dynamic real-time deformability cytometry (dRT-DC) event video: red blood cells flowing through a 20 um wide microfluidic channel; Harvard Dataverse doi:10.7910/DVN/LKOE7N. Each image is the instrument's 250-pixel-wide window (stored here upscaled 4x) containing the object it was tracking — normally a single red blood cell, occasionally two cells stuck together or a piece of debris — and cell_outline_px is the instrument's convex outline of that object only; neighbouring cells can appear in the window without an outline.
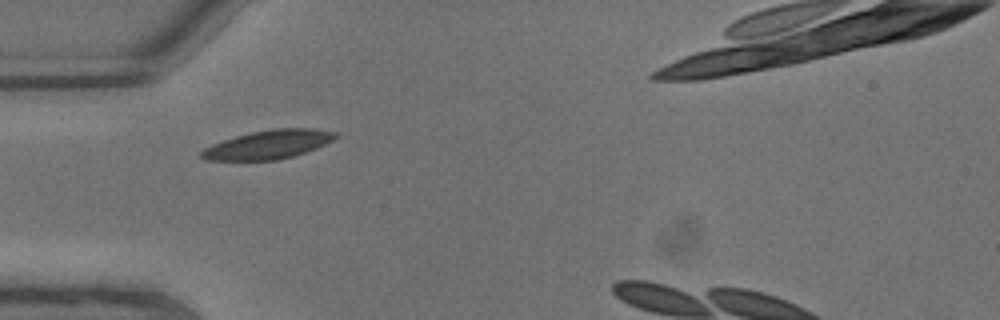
{"species": "common noctule bat (a hibernating species)", "species_latin": "Nyctalus noctula", "temperature_condition": "warm", "stored_images_in_passage": 3, "segment_of_instrument_passage": [1, 2], "camera_frame_rate_fps": 3000, "um_per_image_px": 0.085, "animal": {"sex": "male", "body_mass_g": 13.3}, "frame": {"image": 1, "passage_image": 1, "time_ms": 0.0, "image_size_px": [1000, 320], "cell_outline_px": [[340, 136], [316, 148], [292, 156], [276, 160], [204, 160], [200, 156], [200, 152], [204, 148], [212, 144], [236, 136], [252, 132], [272, 128], [312, 128], [336, 132]], "centroid_in_image_um": [22.8, 12.28], "position_along_channel_um": 62.2, "area_um2": 22.31}}